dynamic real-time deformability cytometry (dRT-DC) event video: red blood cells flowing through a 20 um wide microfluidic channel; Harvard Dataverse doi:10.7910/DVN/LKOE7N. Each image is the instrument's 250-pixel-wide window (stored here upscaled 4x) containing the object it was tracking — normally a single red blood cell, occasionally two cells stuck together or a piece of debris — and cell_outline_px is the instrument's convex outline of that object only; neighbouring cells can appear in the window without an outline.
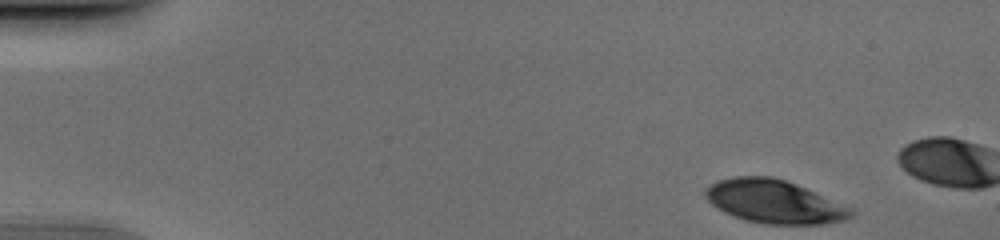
{"species": "human", "species_latin": "Homo sapiens", "temperature_condition": "cold", "stored_images_in_passage": 13, "camera_frame_rate_fps": 3000, "um_per_image_px": 0.085, "donor": {"sex": "male"}, "frame": {"image": 1, "passage_image": 1, "time_ms": 0.0, "image_size_px": [1000, 240], "cell_outline_px": [[856, 212], [852, 216], [844, 220], [820, 224], [764, 224], [732, 216], [716, 208], [704, 196], [704, 188], [720, 180], [736, 176], [772, 176], [796, 184], [852, 208]], "centroid_in_image_um": [65.79, 17.14], "position_along_channel_um": 19.2, "area_um2": 36.59}}